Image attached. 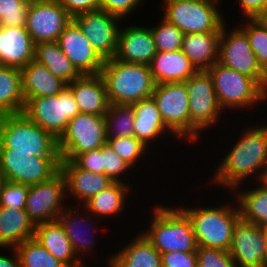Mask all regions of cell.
I'll list each match as a JSON object with an SVG mask.
<instances>
[{
  "instance_id": "9",
  "label": "cell",
  "mask_w": 267,
  "mask_h": 267,
  "mask_svg": "<svg viewBox=\"0 0 267 267\" xmlns=\"http://www.w3.org/2000/svg\"><path fill=\"white\" fill-rule=\"evenodd\" d=\"M23 113L58 140L66 130L68 121L80 110L67 85L57 95L26 99Z\"/></svg>"
},
{
  "instance_id": "37",
  "label": "cell",
  "mask_w": 267,
  "mask_h": 267,
  "mask_svg": "<svg viewBox=\"0 0 267 267\" xmlns=\"http://www.w3.org/2000/svg\"><path fill=\"white\" fill-rule=\"evenodd\" d=\"M244 21L246 23L240 28L247 35L257 63L267 74V22L263 18H244Z\"/></svg>"
},
{
  "instance_id": "43",
  "label": "cell",
  "mask_w": 267,
  "mask_h": 267,
  "mask_svg": "<svg viewBox=\"0 0 267 267\" xmlns=\"http://www.w3.org/2000/svg\"><path fill=\"white\" fill-rule=\"evenodd\" d=\"M29 186L6 181L0 193V207L24 209Z\"/></svg>"
},
{
  "instance_id": "19",
  "label": "cell",
  "mask_w": 267,
  "mask_h": 267,
  "mask_svg": "<svg viewBox=\"0 0 267 267\" xmlns=\"http://www.w3.org/2000/svg\"><path fill=\"white\" fill-rule=\"evenodd\" d=\"M156 53L157 49L149 26L130 24L120 27L115 59L149 65Z\"/></svg>"
},
{
  "instance_id": "21",
  "label": "cell",
  "mask_w": 267,
  "mask_h": 267,
  "mask_svg": "<svg viewBox=\"0 0 267 267\" xmlns=\"http://www.w3.org/2000/svg\"><path fill=\"white\" fill-rule=\"evenodd\" d=\"M35 43L25 27L0 26V64L22 68L34 60Z\"/></svg>"
},
{
  "instance_id": "2",
  "label": "cell",
  "mask_w": 267,
  "mask_h": 267,
  "mask_svg": "<svg viewBox=\"0 0 267 267\" xmlns=\"http://www.w3.org/2000/svg\"><path fill=\"white\" fill-rule=\"evenodd\" d=\"M100 75L106 85L109 104L132 105L150 98L156 85L149 65L115 58L105 60Z\"/></svg>"
},
{
  "instance_id": "40",
  "label": "cell",
  "mask_w": 267,
  "mask_h": 267,
  "mask_svg": "<svg viewBox=\"0 0 267 267\" xmlns=\"http://www.w3.org/2000/svg\"><path fill=\"white\" fill-rule=\"evenodd\" d=\"M29 4L28 0H0V26L25 27Z\"/></svg>"
},
{
  "instance_id": "26",
  "label": "cell",
  "mask_w": 267,
  "mask_h": 267,
  "mask_svg": "<svg viewBox=\"0 0 267 267\" xmlns=\"http://www.w3.org/2000/svg\"><path fill=\"white\" fill-rule=\"evenodd\" d=\"M149 68L156 84L185 82L198 71L181 49L157 52Z\"/></svg>"
},
{
  "instance_id": "45",
  "label": "cell",
  "mask_w": 267,
  "mask_h": 267,
  "mask_svg": "<svg viewBox=\"0 0 267 267\" xmlns=\"http://www.w3.org/2000/svg\"><path fill=\"white\" fill-rule=\"evenodd\" d=\"M143 1L144 0H101L100 9L124 19L126 16H129V14H132Z\"/></svg>"
},
{
  "instance_id": "5",
  "label": "cell",
  "mask_w": 267,
  "mask_h": 267,
  "mask_svg": "<svg viewBox=\"0 0 267 267\" xmlns=\"http://www.w3.org/2000/svg\"><path fill=\"white\" fill-rule=\"evenodd\" d=\"M0 149L36 156H60L58 140L23 112L0 116Z\"/></svg>"
},
{
  "instance_id": "11",
  "label": "cell",
  "mask_w": 267,
  "mask_h": 267,
  "mask_svg": "<svg viewBox=\"0 0 267 267\" xmlns=\"http://www.w3.org/2000/svg\"><path fill=\"white\" fill-rule=\"evenodd\" d=\"M60 156H36L32 153L0 149V170L6 181L32 186L49 180L60 170Z\"/></svg>"
},
{
  "instance_id": "39",
  "label": "cell",
  "mask_w": 267,
  "mask_h": 267,
  "mask_svg": "<svg viewBox=\"0 0 267 267\" xmlns=\"http://www.w3.org/2000/svg\"><path fill=\"white\" fill-rule=\"evenodd\" d=\"M107 143L132 168L137 165L136 163L141 162L139 159L149 151V148L134 136L107 138Z\"/></svg>"
},
{
  "instance_id": "22",
  "label": "cell",
  "mask_w": 267,
  "mask_h": 267,
  "mask_svg": "<svg viewBox=\"0 0 267 267\" xmlns=\"http://www.w3.org/2000/svg\"><path fill=\"white\" fill-rule=\"evenodd\" d=\"M67 85L71 88L80 113L105 115L109 101L106 85L100 74L82 75Z\"/></svg>"
},
{
  "instance_id": "31",
  "label": "cell",
  "mask_w": 267,
  "mask_h": 267,
  "mask_svg": "<svg viewBox=\"0 0 267 267\" xmlns=\"http://www.w3.org/2000/svg\"><path fill=\"white\" fill-rule=\"evenodd\" d=\"M128 182H113L107 188L100 191L98 194L92 196L87 200L81 208L88 210L94 218L101 217L111 218V216L117 217L122 211H125L124 204H126V198L131 193Z\"/></svg>"
},
{
  "instance_id": "54",
  "label": "cell",
  "mask_w": 267,
  "mask_h": 267,
  "mask_svg": "<svg viewBox=\"0 0 267 267\" xmlns=\"http://www.w3.org/2000/svg\"><path fill=\"white\" fill-rule=\"evenodd\" d=\"M263 19L267 22V15Z\"/></svg>"
},
{
  "instance_id": "36",
  "label": "cell",
  "mask_w": 267,
  "mask_h": 267,
  "mask_svg": "<svg viewBox=\"0 0 267 267\" xmlns=\"http://www.w3.org/2000/svg\"><path fill=\"white\" fill-rule=\"evenodd\" d=\"M20 267H67L50 254L35 238L25 240L15 247Z\"/></svg>"
},
{
  "instance_id": "52",
  "label": "cell",
  "mask_w": 267,
  "mask_h": 267,
  "mask_svg": "<svg viewBox=\"0 0 267 267\" xmlns=\"http://www.w3.org/2000/svg\"><path fill=\"white\" fill-rule=\"evenodd\" d=\"M264 237L266 242V267H267V228H264Z\"/></svg>"
},
{
  "instance_id": "4",
  "label": "cell",
  "mask_w": 267,
  "mask_h": 267,
  "mask_svg": "<svg viewBox=\"0 0 267 267\" xmlns=\"http://www.w3.org/2000/svg\"><path fill=\"white\" fill-rule=\"evenodd\" d=\"M233 203L219 207L179 206L191 220L197 246L229 251L234 225L240 219L238 204Z\"/></svg>"
},
{
  "instance_id": "8",
  "label": "cell",
  "mask_w": 267,
  "mask_h": 267,
  "mask_svg": "<svg viewBox=\"0 0 267 267\" xmlns=\"http://www.w3.org/2000/svg\"><path fill=\"white\" fill-rule=\"evenodd\" d=\"M185 85L189 97L190 141L196 143L202 132L216 126L223 110L219 106L214 83L207 70L197 71L185 81Z\"/></svg>"
},
{
  "instance_id": "30",
  "label": "cell",
  "mask_w": 267,
  "mask_h": 267,
  "mask_svg": "<svg viewBox=\"0 0 267 267\" xmlns=\"http://www.w3.org/2000/svg\"><path fill=\"white\" fill-rule=\"evenodd\" d=\"M35 236V225L25 209L0 207V249L16 247Z\"/></svg>"
},
{
  "instance_id": "14",
  "label": "cell",
  "mask_w": 267,
  "mask_h": 267,
  "mask_svg": "<svg viewBox=\"0 0 267 267\" xmlns=\"http://www.w3.org/2000/svg\"><path fill=\"white\" fill-rule=\"evenodd\" d=\"M66 194V180L60 170L49 180L29 186L24 208L29 219L34 225L57 220L68 204H64Z\"/></svg>"
},
{
  "instance_id": "10",
  "label": "cell",
  "mask_w": 267,
  "mask_h": 267,
  "mask_svg": "<svg viewBox=\"0 0 267 267\" xmlns=\"http://www.w3.org/2000/svg\"><path fill=\"white\" fill-rule=\"evenodd\" d=\"M107 143L105 117L79 113L68 121L58 139L61 160L72 161L78 154L98 149Z\"/></svg>"
},
{
  "instance_id": "23",
  "label": "cell",
  "mask_w": 267,
  "mask_h": 267,
  "mask_svg": "<svg viewBox=\"0 0 267 267\" xmlns=\"http://www.w3.org/2000/svg\"><path fill=\"white\" fill-rule=\"evenodd\" d=\"M78 210L81 211L80 207H73L67 205L64 210L59 214L58 220L62 224L65 233L67 234L69 241L71 242L73 251L79 258V260L86 265V261H84L85 257H83L82 255L88 256L87 254L89 253L87 252L92 251V249L95 247L93 245L96 239L94 240L93 238H90L91 236L88 233H85V235L84 232L86 231L83 232V230L89 227V231H96V229L99 227H96L97 225H95L93 221L94 216L88 210H84L87 214L85 216L84 213L83 217L81 216ZM85 224L88 225L86 226ZM93 227H95L96 229ZM88 235L89 238L87 237Z\"/></svg>"
},
{
  "instance_id": "42",
  "label": "cell",
  "mask_w": 267,
  "mask_h": 267,
  "mask_svg": "<svg viewBox=\"0 0 267 267\" xmlns=\"http://www.w3.org/2000/svg\"><path fill=\"white\" fill-rule=\"evenodd\" d=\"M196 256L197 267H238L229 251L197 246Z\"/></svg>"
},
{
  "instance_id": "53",
  "label": "cell",
  "mask_w": 267,
  "mask_h": 267,
  "mask_svg": "<svg viewBox=\"0 0 267 267\" xmlns=\"http://www.w3.org/2000/svg\"><path fill=\"white\" fill-rule=\"evenodd\" d=\"M29 2H43V1H53V0H28Z\"/></svg>"
},
{
  "instance_id": "38",
  "label": "cell",
  "mask_w": 267,
  "mask_h": 267,
  "mask_svg": "<svg viewBox=\"0 0 267 267\" xmlns=\"http://www.w3.org/2000/svg\"><path fill=\"white\" fill-rule=\"evenodd\" d=\"M160 23L150 27L157 52L181 49L184 33L161 16Z\"/></svg>"
},
{
  "instance_id": "27",
  "label": "cell",
  "mask_w": 267,
  "mask_h": 267,
  "mask_svg": "<svg viewBox=\"0 0 267 267\" xmlns=\"http://www.w3.org/2000/svg\"><path fill=\"white\" fill-rule=\"evenodd\" d=\"M24 98L54 96L60 93L67 83L54 76L45 65L35 60L20 68Z\"/></svg>"
},
{
  "instance_id": "20",
  "label": "cell",
  "mask_w": 267,
  "mask_h": 267,
  "mask_svg": "<svg viewBox=\"0 0 267 267\" xmlns=\"http://www.w3.org/2000/svg\"><path fill=\"white\" fill-rule=\"evenodd\" d=\"M60 171L66 180V193H69L66 196H73L74 200L80 201L77 206L83 205L114 182L105 174L83 170L70 160H61Z\"/></svg>"
},
{
  "instance_id": "1",
  "label": "cell",
  "mask_w": 267,
  "mask_h": 267,
  "mask_svg": "<svg viewBox=\"0 0 267 267\" xmlns=\"http://www.w3.org/2000/svg\"><path fill=\"white\" fill-rule=\"evenodd\" d=\"M256 126L242 130L236 145H232L228 155L225 154L224 159L218 162L211 183L228 188L231 192L235 188L241 189V184L246 183L248 178H255L258 184L267 166V125L262 123Z\"/></svg>"
},
{
  "instance_id": "24",
  "label": "cell",
  "mask_w": 267,
  "mask_h": 267,
  "mask_svg": "<svg viewBox=\"0 0 267 267\" xmlns=\"http://www.w3.org/2000/svg\"><path fill=\"white\" fill-rule=\"evenodd\" d=\"M132 108L135 113L133 136L145 146L150 148L153 146L150 143L153 144L155 141H159L158 138L161 139V137L164 139L166 133L167 135L172 134L174 137H177L165 125L152 97L132 104Z\"/></svg>"
},
{
  "instance_id": "41",
  "label": "cell",
  "mask_w": 267,
  "mask_h": 267,
  "mask_svg": "<svg viewBox=\"0 0 267 267\" xmlns=\"http://www.w3.org/2000/svg\"><path fill=\"white\" fill-rule=\"evenodd\" d=\"M103 166L104 174L114 182L124 183L125 180L121 176H124L123 174L129 170H133L125 160L115 153L108 143L103 145Z\"/></svg>"
},
{
  "instance_id": "35",
  "label": "cell",
  "mask_w": 267,
  "mask_h": 267,
  "mask_svg": "<svg viewBox=\"0 0 267 267\" xmlns=\"http://www.w3.org/2000/svg\"><path fill=\"white\" fill-rule=\"evenodd\" d=\"M104 117L107 138L133 136L135 113L132 105L109 104Z\"/></svg>"
},
{
  "instance_id": "47",
  "label": "cell",
  "mask_w": 267,
  "mask_h": 267,
  "mask_svg": "<svg viewBox=\"0 0 267 267\" xmlns=\"http://www.w3.org/2000/svg\"><path fill=\"white\" fill-rule=\"evenodd\" d=\"M58 2L74 17L83 12L100 9L101 0H58Z\"/></svg>"
},
{
  "instance_id": "28",
  "label": "cell",
  "mask_w": 267,
  "mask_h": 267,
  "mask_svg": "<svg viewBox=\"0 0 267 267\" xmlns=\"http://www.w3.org/2000/svg\"><path fill=\"white\" fill-rule=\"evenodd\" d=\"M108 258L113 267H162L160 252L142 232Z\"/></svg>"
},
{
  "instance_id": "6",
  "label": "cell",
  "mask_w": 267,
  "mask_h": 267,
  "mask_svg": "<svg viewBox=\"0 0 267 267\" xmlns=\"http://www.w3.org/2000/svg\"><path fill=\"white\" fill-rule=\"evenodd\" d=\"M207 71L212 77L216 98L223 111L248 109L267 101V91L255 79L218 61Z\"/></svg>"
},
{
  "instance_id": "7",
  "label": "cell",
  "mask_w": 267,
  "mask_h": 267,
  "mask_svg": "<svg viewBox=\"0 0 267 267\" xmlns=\"http://www.w3.org/2000/svg\"><path fill=\"white\" fill-rule=\"evenodd\" d=\"M163 18L184 34L221 32L227 22L217 8L220 0H163ZM223 15V16H222Z\"/></svg>"
},
{
  "instance_id": "33",
  "label": "cell",
  "mask_w": 267,
  "mask_h": 267,
  "mask_svg": "<svg viewBox=\"0 0 267 267\" xmlns=\"http://www.w3.org/2000/svg\"><path fill=\"white\" fill-rule=\"evenodd\" d=\"M24 106L20 68L0 66V116L22 113Z\"/></svg>"
},
{
  "instance_id": "29",
  "label": "cell",
  "mask_w": 267,
  "mask_h": 267,
  "mask_svg": "<svg viewBox=\"0 0 267 267\" xmlns=\"http://www.w3.org/2000/svg\"><path fill=\"white\" fill-rule=\"evenodd\" d=\"M221 32L184 34L181 50L198 71L208 70L219 58Z\"/></svg>"
},
{
  "instance_id": "12",
  "label": "cell",
  "mask_w": 267,
  "mask_h": 267,
  "mask_svg": "<svg viewBox=\"0 0 267 267\" xmlns=\"http://www.w3.org/2000/svg\"><path fill=\"white\" fill-rule=\"evenodd\" d=\"M227 28L225 22L221 27L218 62L255 79L267 91V74L257 63L246 33L237 26L230 31Z\"/></svg>"
},
{
  "instance_id": "3",
  "label": "cell",
  "mask_w": 267,
  "mask_h": 267,
  "mask_svg": "<svg viewBox=\"0 0 267 267\" xmlns=\"http://www.w3.org/2000/svg\"><path fill=\"white\" fill-rule=\"evenodd\" d=\"M152 213L151 224L142 233L160 254L172 251L196 252L197 244L191 220L179 206L173 205L170 208L158 204L152 209Z\"/></svg>"
},
{
  "instance_id": "15",
  "label": "cell",
  "mask_w": 267,
  "mask_h": 267,
  "mask_svg": "<svg viewBox=\"0 0 267 267\" xmlns=\"http://www.w3.org/2000/svg\"><path fill=\"white\" fill-rule=\"evenodd\" d=\"M91 46L104 59L114 58L122 19L102 9L83 12L72 17ZM121 21V22H120Z\"/></svg>"
},
{
  "instance_id": "25",
  "label": "cell",
  "mask_w": 267,
  "mask_h": 267,
  "mask_svg": "<svg viewBox=\"0 0 267 267\" xmlns=\"http://www.w3.org/2000/svg\"><path fill=\"white\" fill-rule=\"evenodd\" d=\"M40 244L67 267H84L59 220L35 225V236Z\"/></svg>"
},
{
  "instance_id": "50",
  "label": "cell",
  "mask_w": 267,
  "mask_h": 267,
  "mask_svg": "<svg viewBox=\"0 0 267 267\" xmlns=\"http://www.w3.org/2000/svg\"><path fill=\"white\" fill-rule=\"evenodd\" d=\"M258 183H261V185L267 189V166L262 172L261 178L259 179Z\"/></svg>"
},
{
  "instance_id": "13",
  "label": "cell",
  "mask_w": 267,
  "mask_h": 267,
  "mask_svg": "<svg viewBox=\"0 0 267 267\" xmlns=\"http://www.w3.org/2000/svg\"><path fill=\"white\" fill-rule=\"evenodd\" d=\"M165 125L178 138L190 141L189 97L185 82L159 83L151 95Z\"/></svg>"
},
{
  "instance_id": "46",
  "label": "cell",
  "mask_w": 267,
  "mask_h": 267,
  "mask_svg": "<svg viewBox=\"0 0 267 267\" xmlns=\"http://www.w3.org/2000/svg\"><path fill=\"white\" fill-rule=\"evenodd\" d=\"M162 267H197L196 252L161 253Z\"/></svg>"
},
{
  "instance_id": "18",
  "label": "cell",
  "mask_w": 267,
  "mask_h": 267,
  "mask_svg": "<svg viewBox=\"0 0 267 267\" xmlns=\"http://www.w3.org/2000/svg\"><path fill=\"white\" fill-rule=\"evenodd\" d=\"M56 42L82 75L100 74L105 60L91 46L73 20L65 27Z\"/></svg>"
},
{
  "instance_id": "49",
  "label": "cell",
  "mask_w": 267,
  "mask_h": 267,
  "mask_svg": "<svg viewBox=\"0 0 267 267\" xmlns=\"http://www.w3.org/2000/svg\"><path fill=\"white\" fill-rule=\"evenodd\" d=\"M8 249L13 252V256L9 257L0 254V267H20V258L15 247H8Z\"/></svg>"
},
{
  "instance_id": "34",
  "label": "cell",
  "mask_w": 267,
  "mask_h": 267,
  "mask_svg": "<svg viewBox=\"0 0 267 267\" xmlns=\"http://www.w3.org/2000/svg\"><path fill=\"white\" fill-rule=\"evenodd\" d=\"M252 187L246 188V191L245 188H235L232 193L238 192L234 197L240 210V218L264 229L267 228V189L260 183L259 186Z\"/></svg>"
},
{
  "instance_id": "32",
  "label": "cell",
  "mask_w": 267,
  "mask_h": 267,
  "mask_svg": "<svg viewBox=\"0 0 267 267\" xmlns=\"http://www.w3.org/2000/svg\"><path fill=\"white\" fill-rule=\"evenodd\" d=\"M34 60L45 65L54 76L61 78L67 84L82 76L63 54L56 41L35 44Z\"/></svg>"
},
{
  "instance_id": "51",
  "label": "cell",
  "mask_w": 267,
  "mask_h": 267,
  "mask_svg": "<svg viewBox=\"0 0 267 267\" xmlns=\"http://www.w3.org/2000/svg\"><path fill=\"white\" fill-rule=\"evenodd\" d=\"M5 182H6L5 176L2 173V171L0 170V193H1V190H2L3 185L5 184Z\"/></svg>"
},
{
  "instance_id": "17",
  "label": "cell",
  "mask_w": 267,
  "mask_h": 267,
  "mask_svg": "<svg viewBox=\"0 0 267 267\" xmlns=\"http://www.w3.org/2000/svg\"><path fill=\"white\" fill-rule=\"evenodd\" d=\"M229 254L238 267H266L264 229L240 218L234 225Z\"/></svg>"
},
{
  "instance_id": "16",
  "label": "cell",
  "mask_w": 267,
  "mask_h": 267,
  "mask_svg": "<svg viewBox=\"0 0 267 267\" xmlns=\"http://www.w3.org/2000/svg\"><path fill=\"white\" fill-rule=\"evenodd\" d=\"M71 21L58 0L30 2L25 28L35 44L55 42Z\"/></svg>"
},
{
  "instance_id": "48",
  "label": "cell",
  "mask_w": 267,
  "mask_h": 267,
  "mask_svg": "<svg viewBox=\"0 0 267 267\" xmlns=\"http://www.w3.org/2000/svg\"><path fill=\"white\" fill-rule=\"evenodd\" d=\"M240 5L241 15L245 18H264L267 15V0H236Z\"/></svg>"
},
{
  "instance_id": "44",
  "label": "cell",
  "mask_w": 267,
  "mask_h": 267,
  "mask_svg": "<svg viewBox=\"0 0 267 267\" xmlns=\"http://www.w3.org/2000/svg\"><path fill=\"white\" fill-rule=\"evenodd\" d=\"M72 161L83 170L104 174L103 146L78 154Z\"/></svg>"
}]
</instances>
